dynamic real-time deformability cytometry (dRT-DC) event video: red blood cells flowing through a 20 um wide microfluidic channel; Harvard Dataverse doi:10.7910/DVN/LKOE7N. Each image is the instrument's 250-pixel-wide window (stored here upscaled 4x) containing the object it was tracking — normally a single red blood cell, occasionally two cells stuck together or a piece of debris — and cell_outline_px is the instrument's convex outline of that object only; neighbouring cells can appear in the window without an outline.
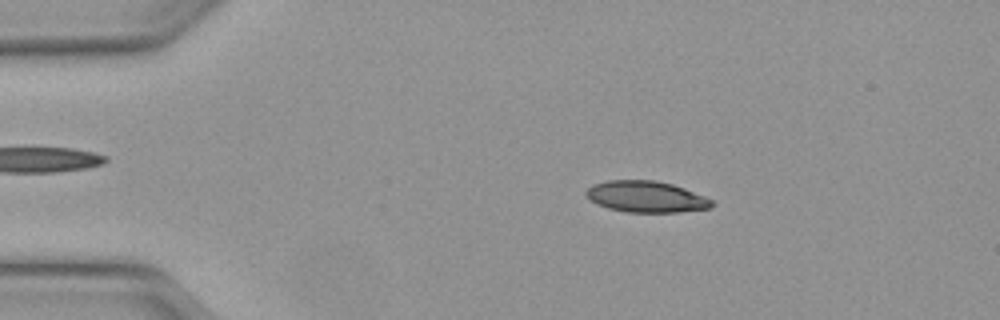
{"species": "Egyptian fruit bat (a non-hibernating species)", "species_latin": "Rousettus aegyptiacus", "temperature_condition": "warm", "stored_images_in_passage": 48, "camera_frame_rate_fps": 3000, "um_per_image_px": 0.085, "animal": {"sex": "female"}, "frame": {"image": 1, "passage_image": 8, "time_ms": 2.333, "image_size_px": [1000, 320], "cell_outline_px": [[716, 204], [712, 208], [680, 212], [628, 212], [608, 208], [596, 204], [584, 192], [592, 184], [608, 180], [652, 180], [672, 184], [684, 188], [704, 196], [712, 200]], "centroid_in_image_um": [54.94, 16.72], "position_along_channel_um": 30.1, "area_um2": 22.95}}
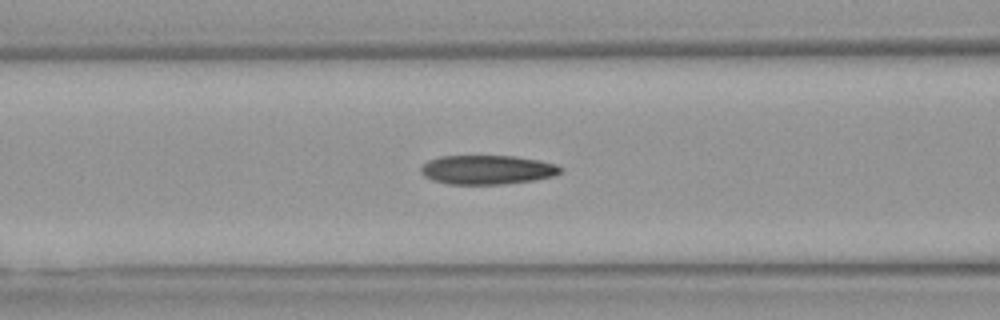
{"frame": {"image": 2, "passage_image": 19, "time_ms": 6.0, "image_size_px": [1000, 320], "cell_outline_px": [[560, 172], [552, 176], [532, 180], [504, 184], [448, 184], [432, 180], [424, 176], [420, 172], [420, 168], [428, 160], [440, 156], [516, 156], [540, 160], [556, 164], [560, 168]], "centroid_in_image_um": [41.37, 14.42], "position_along_channel_um": 125.2, "area_um2": 23.64}}
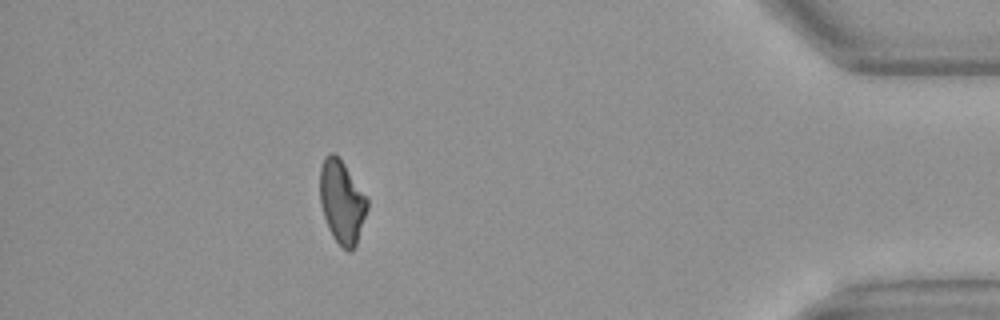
{"frame": {"image": 3, "passage_image": 43, "time_ms": 14.0, "image_size_px": [1000, 320], "cell_outline_px": [[368, 208], [356, 248], [352, 252], [348, 252], [332, 236], [328, 228], [320, 204], [320, 168], [324, 156], [328, 152], [332, 152], [344, 164], [368, 196]], "centroid_in_image_um": [29.08, 17.17], "position_along_channel_um": 406.1, "area_um2": 23.24}, "authors_computed_cell_mechanics": {"area_um2": 23.5824, "velocity_mm_per_s": 4.1371, "shape_relaxation_time_tau1_ms": null, "shape_relaxation_time_tau2_ms": 3.0538, "deformation_change_tau1": null, "deformation_change_tau2": 0.1006}}